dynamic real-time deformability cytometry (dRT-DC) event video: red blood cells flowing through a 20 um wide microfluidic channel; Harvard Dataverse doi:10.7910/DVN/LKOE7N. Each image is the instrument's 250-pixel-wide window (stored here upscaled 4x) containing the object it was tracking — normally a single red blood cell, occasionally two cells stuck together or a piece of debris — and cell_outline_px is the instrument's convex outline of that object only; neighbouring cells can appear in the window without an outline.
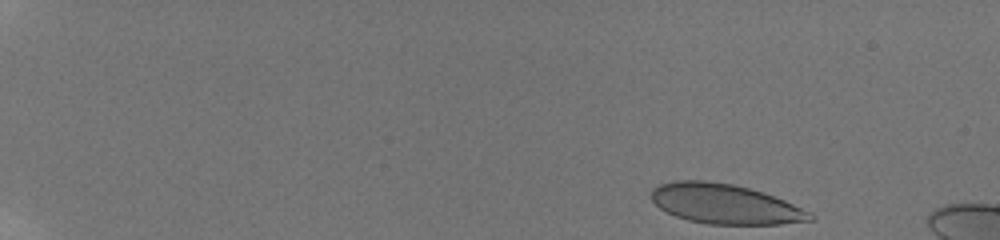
{"species": "human", "species_latin": "Homo sapiens", "temperature_condition": "room temperature", "stored_images_in_passage": 50, "camera_frame_rate_fps": 3000, "um_per_image_px": 0.085, "donor": {"sex": "male"}, "frame": {"image": 1, "passage_image": 1, "time_ms": 0.0, "image_size_px": [1000, 240], "cell_outline_px": [[816, 220], [780, 224], [708, 224], [688, 220], [676, 216], [660, 208], [652, 200], [652, 188], [660, 184], [672, 180], [708, 180], [732, 184], [764, 192], [784, 200], [812, 212], [816, 216]], "centroid_in_image_um": [61.66, 17.33], "position_along_channel_um": 23.3, "area_um2": 36.99}}
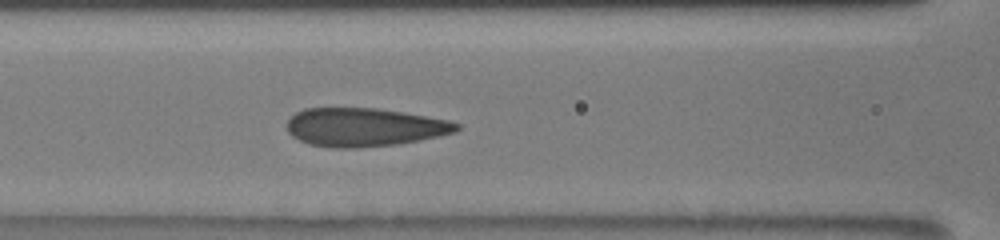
{"frame": {"image": 2, "passage_image": 22, "time_ms": 7.0, "image_size_px": [1000, 240], "cell_outline_px": [[460, 128], [456, 132], [440, 136], [400, 144], [356, 148], [332, 148], [308, 144], [292, 136], [288, 132], [288, 120], [296, 112], [304, 108], [376, 108], [448, 120], [460, 124]], "centroid_in_image_um": [30.97, 10.82], "position_along_channel_um": 135.6, "area_um2": 38.03}}
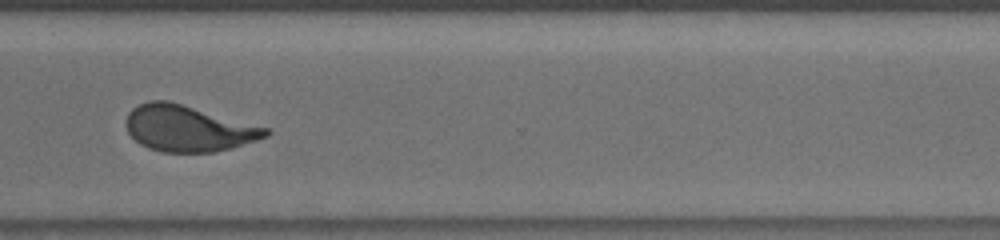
{"frame": {"image": 3, "passage_image": 39, "time_ms": 12.667, "image_size_px": [1000, 240], "cell_outline_px": [[272, 132], [268, 136], [232, 148], [212, 152], [164, 152], [148, 148], [140, 144], [128, 132], [124, 124], [128, 112], [132, 108], [148, 100], [168, 100], [268, 128]], "centroid_in_image_um": [15.97, 10.91], "position_along_channel_um": 354.6, "area_um2": 37.45}, "authors_computed_cell_mechanics": {"area_um2": 37.9746, "velocity_mm_per_s": 3.8644, "shape_relaxation_time_tau1_ms": 5.5657, "shape_relaxation_time_tau2_ms": null, "deformation_change_tau1": 0.1902, "deformation_change_tau2": null}}